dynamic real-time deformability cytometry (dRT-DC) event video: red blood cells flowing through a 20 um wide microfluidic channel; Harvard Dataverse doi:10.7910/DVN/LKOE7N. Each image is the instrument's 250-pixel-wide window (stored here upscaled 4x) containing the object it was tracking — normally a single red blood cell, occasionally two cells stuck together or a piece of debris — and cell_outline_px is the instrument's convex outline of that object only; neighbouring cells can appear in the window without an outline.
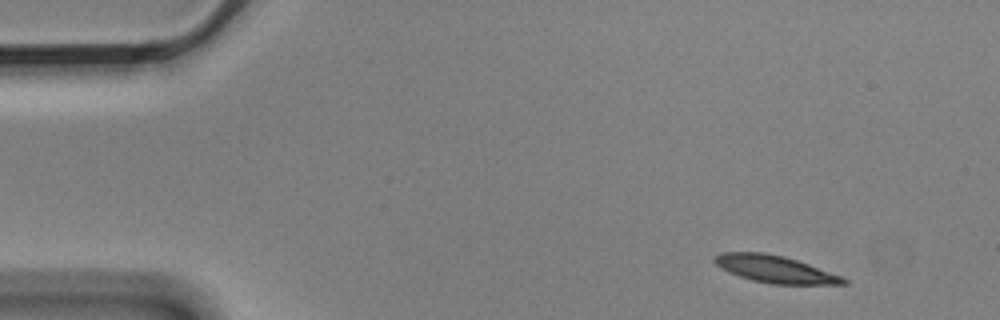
{"species": "Egyptian fruit bat (a non-hibernating species)", "species_latin": "Rousettus aegyptiacus", "temperature_condition": "cold", "stored_images_in_passage": 3, "camera_frame_rate_fps": 3000, "um_per_image_px": 0.085, "animal": {"sex": "male"}, "frame": {"image": 1, "passage_image": 1, "time_ms": 0.0, "image_size_px": [1000, 320], "cell_outline_px": [[848, 284], [772, 284], [752, 280], [728, 272], [720, 268], [712, 260], [712, 256], [720, 252], [764, 252], [784, 256], [844, 276], [848, 280]], "centroid_in_image_um": [65.86, 22.87], "position_along_channel_um": 19.1, "area_um2": 20.58}}